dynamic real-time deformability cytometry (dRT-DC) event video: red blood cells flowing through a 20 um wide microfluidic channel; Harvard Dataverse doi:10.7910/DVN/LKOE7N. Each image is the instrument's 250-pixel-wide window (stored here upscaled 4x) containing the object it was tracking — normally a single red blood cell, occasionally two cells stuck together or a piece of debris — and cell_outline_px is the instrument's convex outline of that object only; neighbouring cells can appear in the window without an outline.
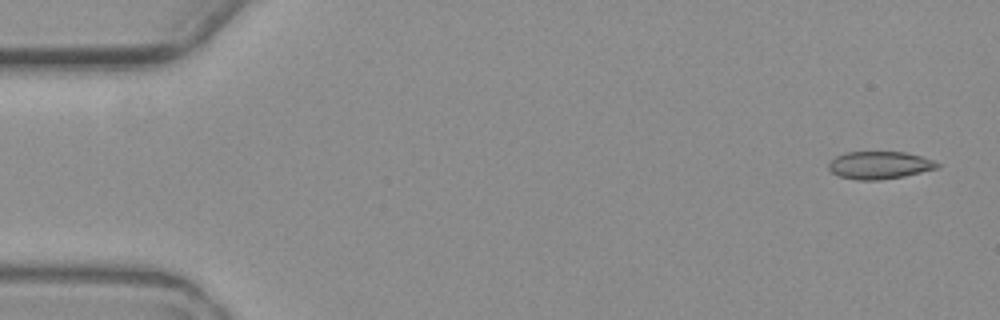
{"species": "common noctule bat (a hibernating species)", "species_latin": "Nyctalus noctula", "temperature_condition": "warm", "stored_images_in_passage": 5, "camera_frame_rate_fps": 3000, "um_per_image_px": 0.085, "animal": {"sex": "female", "body_mass_g": 19.3, "forearm_length_mm": 54.1}, "frame": {"image": 1, "passage_image": 1, "time_ms": 0.0, "image_size_px": [1000, 320], "cell_outline_px": [[940, 164], [936, 168], [904, 176], [880, 180], [856, 180], [840, 176], [832, 172], [828, 168], [828, 164], [836, 156], [844, 152], [904, 152], [920, 156], [932, 160]], "centroid_in_image_um": [74.72, 14.04], "position_along_channel_um": 10.3, "area_um2": 17.28}}
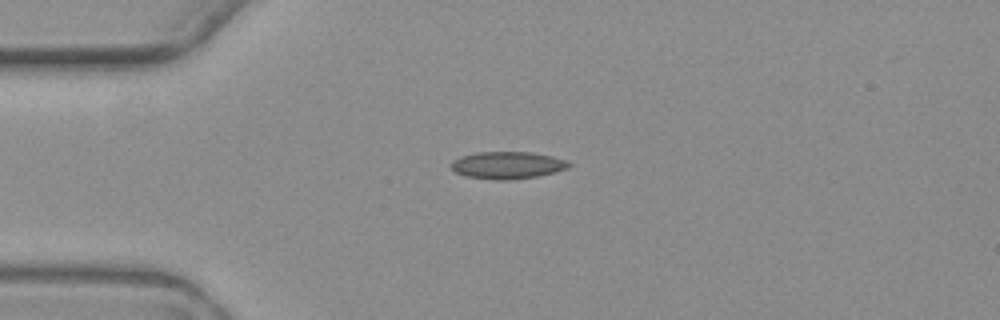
{"frame": {"image": 2, "passage_image": 4, "time_ms": 4.0, "image_size_px": [1000, 320], "cell_outline_px": [[572, 164], [568, 168], [536, 176], [512, 180], [496, 180], [468, 176], [456, 172], [452, 168], [452, 160], [476, 152], [528, 152], [552, 156], [564, 160]], "centroid_in_image_um": [43.14, 14.04], "position_along_channel_um": 41.9, "area_um2": 18.32}}